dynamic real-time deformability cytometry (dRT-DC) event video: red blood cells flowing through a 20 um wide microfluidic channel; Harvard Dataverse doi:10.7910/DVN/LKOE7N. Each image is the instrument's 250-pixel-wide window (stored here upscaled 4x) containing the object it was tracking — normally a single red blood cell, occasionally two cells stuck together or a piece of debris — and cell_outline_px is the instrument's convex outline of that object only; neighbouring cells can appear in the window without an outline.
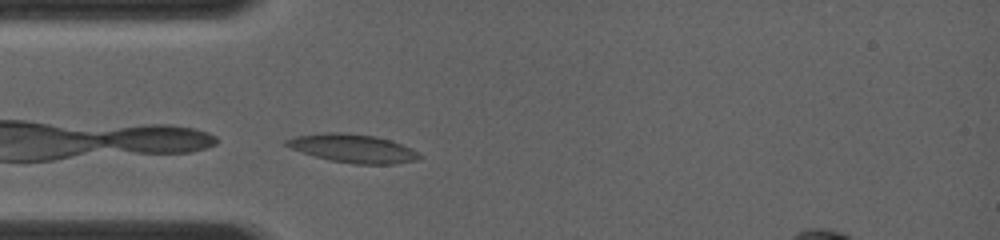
{"species": "common noctule bat (a hibernating species)", "species_latin": "Nyctalus noctula", "temperature_condition": "room temperature", "stored_images_in_passage": 1, "camera_frame_rate_fps": 4000, "um_per_image_px": 0.085, "animal": {"sex": "female", "body_mass_g": 19.0, "forearm_length_mm": 56.7}, "frame": {"image": 1, "passage_image": 1, "time_ms": 0.0, "image_size_px": [1000, 240], "cell_outline_px": [[424, 156], [416, 160], [392, 164], [356, 164], [332, 160], [316, 156], [292, 148], [284, 144], [284, 140], [296, 136], [324, 132], [344, 132], [376, 136], [392, 140], [412, 148]], "centroid_in_image_um": [30.05, 12.6], "position_along_channel_um": 54.9, "area_um2": 21.96}}